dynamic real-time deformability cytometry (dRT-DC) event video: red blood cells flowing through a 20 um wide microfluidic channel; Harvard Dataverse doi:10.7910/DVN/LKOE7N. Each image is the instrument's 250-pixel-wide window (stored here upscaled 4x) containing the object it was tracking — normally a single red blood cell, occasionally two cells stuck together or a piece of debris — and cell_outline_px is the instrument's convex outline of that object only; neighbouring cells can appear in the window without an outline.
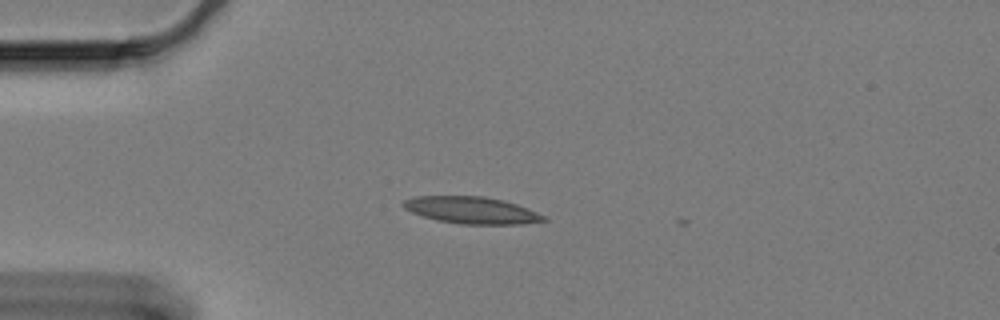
{"species": "Egyptian fruit bat (a non-hibernating species)", "species_latin": "Rousettus aegyptiacus", "temperature_condition": "cold", "stored_images_in_passage": 7, "camera_frame_rate_fps": 3000, "um_per_image_px": 0.085, "animal": {"sex": "female"}, "frame": {"image": 1, "passage_image": 1, "time_ms": 0.0, "image_size_px": [1000, 320], "cell_outline_px": [[548, 220], [524, 224], [460, 224], [436, 220], [412, 212], [404, 208], [400, 204], [404, 200], [412, 196], [484, 196], [504, 200], [528, 208], [544, 216]], "centroid_in_image_um": [40.06, 17.86], "position_along_channel_um": 44.9, "area_um2": 22.08}}
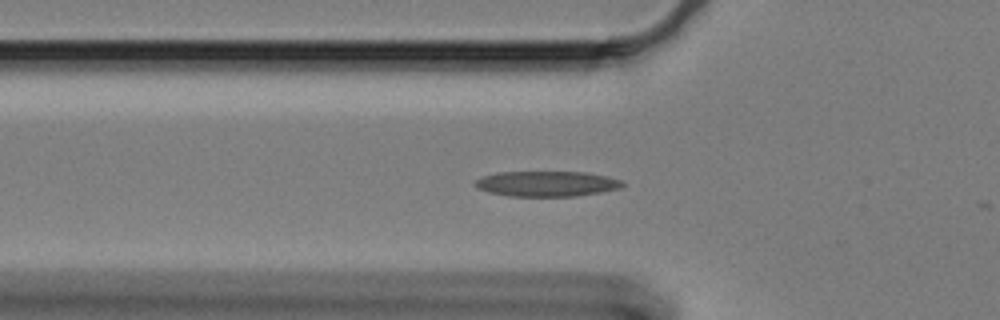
{"frame": {"image": 2, "passage_image": 6, "time_ms": 1.667, "image_size_px": [1000, 320], "cell_outline_px": [[624, 184], [620, 188], [600, 192], [576, 196], [508, 196], [488, 192], [476, 188], [472, 184], [476, 180], [484, 176], [496, 172], [584, 172], [608, 176], [620, 180]], "centroid_in_image_um": [46.43, 15.62], "position_along_channel_um": 79.4, "area_um2": 21.79}}